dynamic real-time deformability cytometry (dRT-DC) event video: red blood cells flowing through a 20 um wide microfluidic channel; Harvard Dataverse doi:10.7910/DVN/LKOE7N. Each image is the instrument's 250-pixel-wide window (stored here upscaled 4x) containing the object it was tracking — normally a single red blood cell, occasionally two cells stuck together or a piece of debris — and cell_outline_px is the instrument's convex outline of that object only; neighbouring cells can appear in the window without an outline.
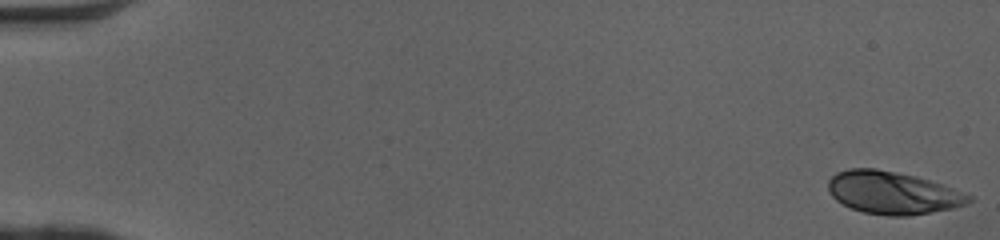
{"species": "human", "species_latin": "Homo sapiens", "temperature_condition": "cold", "stored_images_in_passage": 14, "camera_frame_rate_fps": 3000, "um_per_image_px": 0.085, "donor": {"sex": "female"}, "frame": {"image": 1, "passage_image": 1, "time_ms": 0.0, "image_size_px": [1000, 240], "cell_outline_px": [[972, 200], [964, 204], [952, 208], [908, 216], [888, 216], [864, 212], [852, 208], [836, 200], [832, 196], [828, 188], [828, 180], [836, 172], [848, 168], [876, 168], [916, 176], [952, 188], [972, 196]], "centroid_in_image_um": [75.84, 16.38], "position_along_channel_um": 9.2, "area_um2": 34.62}}